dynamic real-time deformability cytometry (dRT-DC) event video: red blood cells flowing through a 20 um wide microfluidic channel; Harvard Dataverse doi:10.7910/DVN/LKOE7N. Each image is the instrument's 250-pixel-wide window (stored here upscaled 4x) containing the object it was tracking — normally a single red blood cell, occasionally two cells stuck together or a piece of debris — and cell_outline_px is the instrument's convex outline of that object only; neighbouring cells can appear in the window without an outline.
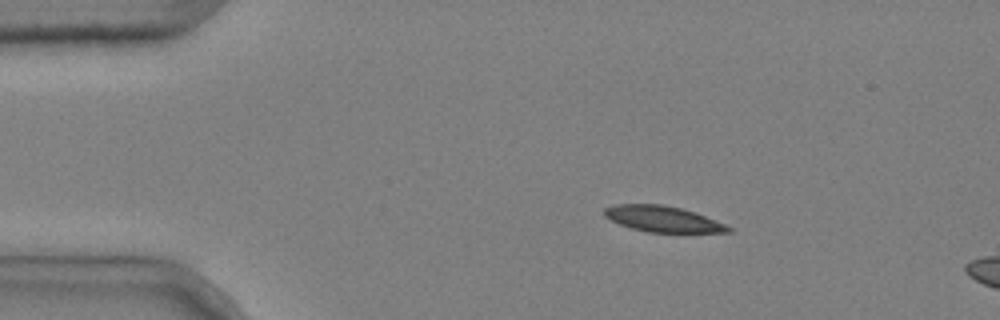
{"species": "common noctule bat (a hibernating species)", "species_latin": "Nyctalus noctula", "temperature_condition": "cold", "stored_images_in_passage": 3, "camera_frame_rate_fps": 3000, "um_per_image_px": 0.085, "animal": {"sex": "male", "body_mass_g": 20.4}, "frame": {"image": 1, "passage_image": 2, "time_ms": 0.333, "image_size_px": [1000, 320], "cell_outline_px": [[732, 232], [648, 232], [632, 228], [620, 224], [604, 216], [604, 208], [612, 204], [660, 204], [680, 208], [704, 216], [724, 224], [732, 228]], "centroid_in_image_um": [56.28, 18.61], "position_along_channel_um": 28.7, "area_um2": 18.38}}